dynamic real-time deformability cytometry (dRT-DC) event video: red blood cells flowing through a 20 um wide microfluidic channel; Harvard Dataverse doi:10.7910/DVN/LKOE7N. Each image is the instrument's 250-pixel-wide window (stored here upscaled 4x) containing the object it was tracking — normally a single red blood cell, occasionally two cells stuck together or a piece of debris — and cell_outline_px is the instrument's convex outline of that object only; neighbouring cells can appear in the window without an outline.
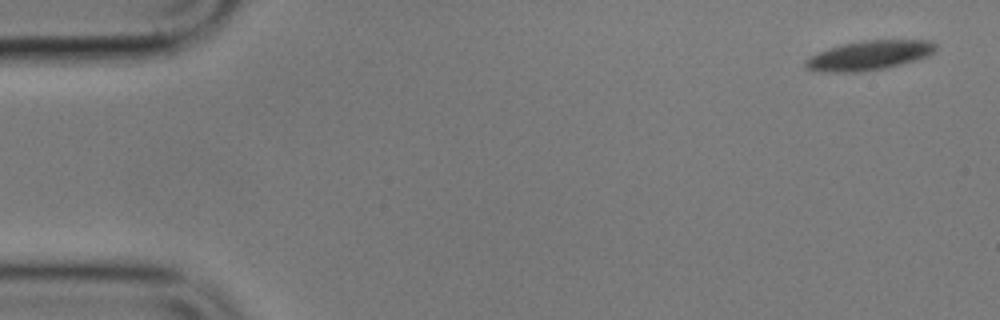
{"species": "common noctule bat (a hibernating species)", "species_latin": "Nyctalus noctula", "temperature_condition": "cold", "stored_images_in_passage": 3, "camera_frame_rate_fps": 3000, "um_per_image_px": 0.085, "animal": {"sex": "male", "body_mass_g": 17.9}, "frame": {"image": 1, "passage_image": 1, "time_ms": 0.0, "image_size_px": [1000, 320], "cell_outline_px": [[936, 48], [928, 56], [916, 60], [884, 68], [860, 72], [820, 72], [804, 68], [804, 60], [828, 48], [844, 44], [864, 40], [932, 40], [936, 44]], "centroid_in_image_um": [73.86, 4.71], "position_along_channel_um": 11.1, "area_um2": 22.25}}